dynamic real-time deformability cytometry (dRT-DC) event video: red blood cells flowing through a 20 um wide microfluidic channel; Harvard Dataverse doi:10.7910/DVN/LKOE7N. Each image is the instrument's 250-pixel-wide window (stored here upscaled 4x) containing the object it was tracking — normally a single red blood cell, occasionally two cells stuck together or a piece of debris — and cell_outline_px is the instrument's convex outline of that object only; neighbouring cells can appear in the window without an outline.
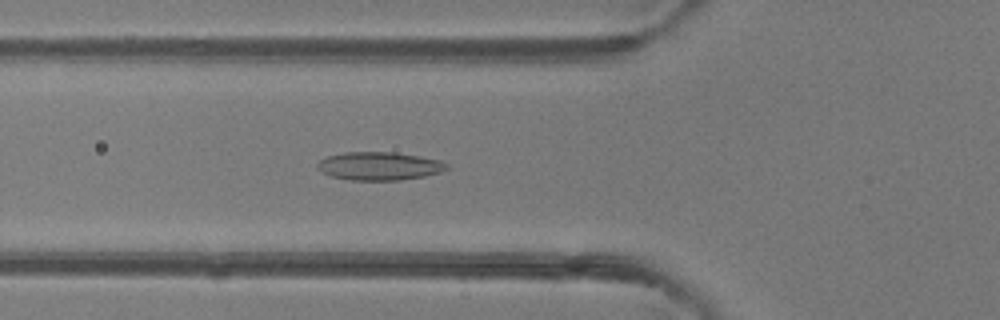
{"species": "common noctule bat (a hibernating species)", "species_latin": "Nyctalus noctula", "temperature_condition": "room temperature", "stored_images_in_passage": 48, "camera_frame_rate_fps": 3000, "um_per_image_px": 0.085, "animal": {"sex": "female"}, "frame": {"image": 1, "passage_image": 17, "time_ms": 5.333, "image_size_px": [1000, 320], "cell_outline_px": [[448, 168], [440, 172], [424, 176], [400, 180], [348, 180], [332, 176], [316, 168], [316, 164], [320, 160], [328, 156], [344, 152], [392, 152], [420, 156], [440, 160], [448, 164]], "centroid_in_image_um": [32.24, 14.11], "position_along_channel_um": 93.6, "area_um2": 21.21}}
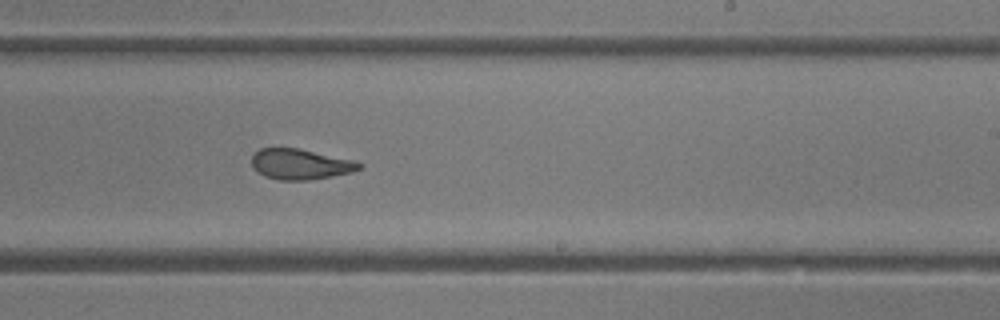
{"frame": {"image": 2, "passage_image": 29, "time_ms": 9.333, "image_size_px": [1000, 320], "cell_outline_px": [[364, 168], [352, 172], [332, 176], [308, 180], [280, 180], [264, 176], [256, 172], [252, 168], [252, 156], [260, 148], [296, 148], [356, 160], [364, 164]], "centroid_in_image_um": [25.56, 13.96], "position_along_channel_um": 263.4, "area_um2": 19.31}}
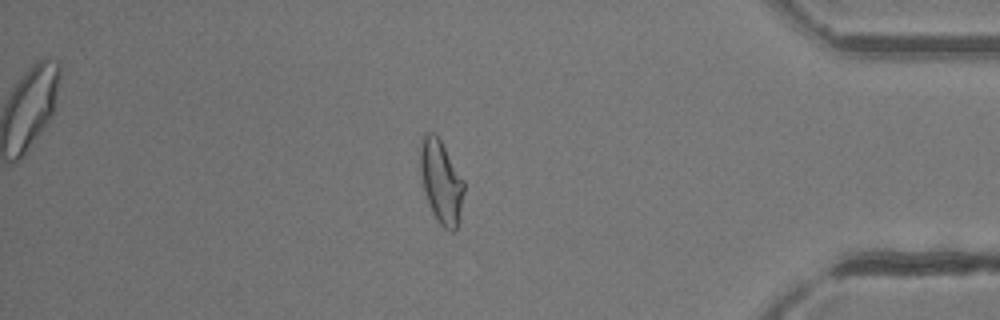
{"frame": {"image": 3, "passage_image": 41, "time_ms": 13.333, "image_size_px": [1000, 320], "cell_outline_px": [[464, 192], [456, 228], [452, 232], [444, 228], [436, 220], [432, 212], [424, 192], [420, 172], [420, 136], [424, 132], [432, 132], [440, 140], [464, 180]], "centroid_in_image_um": [37.46, 15.41], "position_along_channel_um": 397.7, "area_um2": 21.1}, "authors_computed_cell_mechanics": {"area_um2": 21.2704, "velocity_mm_per_s": 4.2317, "shape_relaxation_time_tau1_ms": 9.1208, "shape_relaxation_time_tau2_ms": 1.5858, "deformation_change_tau1": 0.2259, "deformation_change_tau2": 0.0837}}